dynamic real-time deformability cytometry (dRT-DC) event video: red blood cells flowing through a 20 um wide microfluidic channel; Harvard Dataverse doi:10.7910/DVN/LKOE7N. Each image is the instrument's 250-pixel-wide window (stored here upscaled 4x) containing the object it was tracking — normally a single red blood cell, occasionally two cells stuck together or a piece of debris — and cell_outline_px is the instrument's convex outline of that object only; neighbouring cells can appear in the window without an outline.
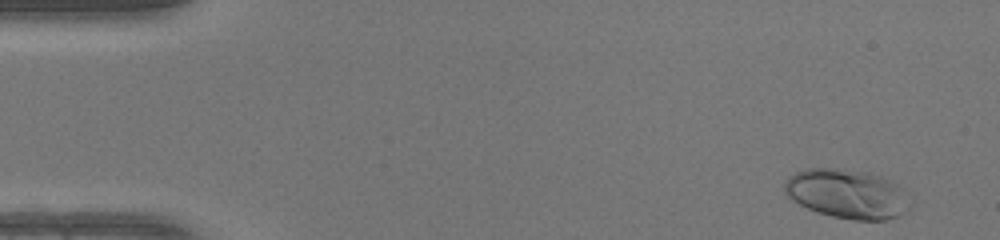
{"species": "human", "species_latin": "Homo sapiens", "temperature_condition": "warm", "stored_images_in_passage": 49, "camera_frame_rate_fps": 3000, "um_per_image_px": 0.085, "donor": {"sex": "female"}, "frame": {"image": 1, "passage_image": 2, "time_ms": 0.333, "image_size_px": [1000, 240], "cell_outline_px": [[912, 204], [908, 212], [900, 216], [884, 220], [856, 220], [832, 216], [816, 212], [792, 200], [784, 192], [784, 180], [788, 176], [796, 172], [808, 168], [832, 168], [868, 172], [892, 180], [904, 188]], "centroid_in_image_um": [72.06, 16.48], "position_along_channel_um": 12.9, "area_um2": 36.59}}
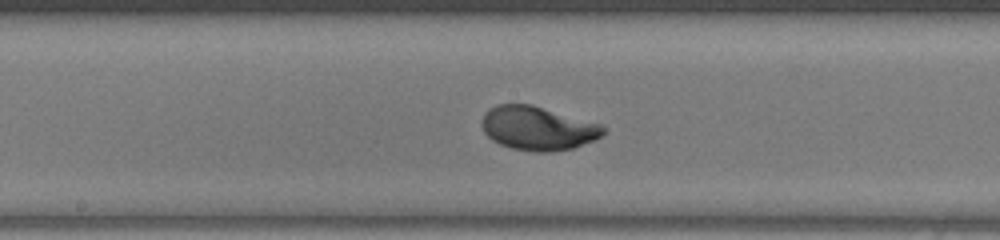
{"frame": {"image": 2, "passage_image": 25, "time_ms": 8.0, "image_size_px": [1000, 240], "cell_outline_px": [[608, 128], [600, 136], [592, 140], [572, 148], [552, 152], [536, 152], [512, 148], [500, 144], [492, 140], [484, 132], [480, 124], [480, 120], [484, 112], [488, 108], [496, 104], [532, 104], [600, 124]], "centroid_in_image_um": [45.65, 10.89], "position_along_channel_um": 202.5, "area_um2": 31.1}}
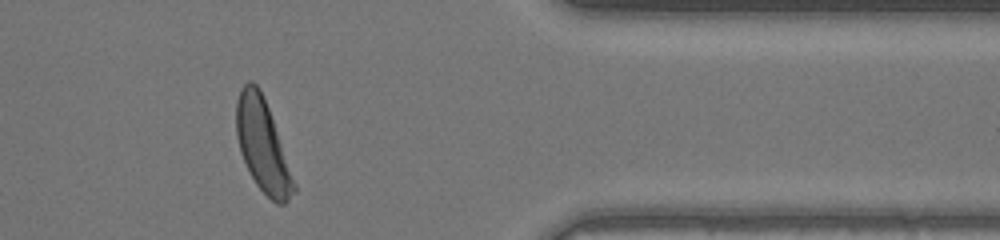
{"frame": {"image": 3, "passage_image": 40, "time_ms": 13.0, "image_size_px": [1000, 240], "cell_outline_px": [[296, 192], [284, 204], [276, 204], [256, 184], [240, 152], [236, 136], [236, 100], [240, 88], [248, 80], [252, 80], [260, 88], [268, 108], [296, 184]], "centroid_in_image_um": [22.31, 12.34], "position_along_channel_um": 389.1, "area_um2": 30.63}, "authors_computed_cell_mechanics": {"area_um2": 30.5184, "velocity_mm_per_s": 4.1561, "shape_relaxation_time_tau1_ms": 2.361, "shape_relaxation_time_tau2_ms": null, "deformation_change_tau1": 0.182, "deformation_change_tau2": null}}